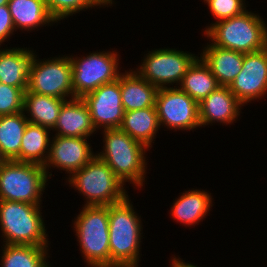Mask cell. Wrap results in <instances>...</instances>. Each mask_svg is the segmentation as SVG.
<instances>
[{
	"mask_svg": "<svg viewBox=\"0 0 267 267\" xmlns=\"http://www.w3.org/2000/svg\"><path fill=\"white\" fill-rule=\"evenodd\" d=\"M130 199L108 206L110 267H138L141 262L143 223Z\"/></svg>",
	"mask_w": 267,
	"mask_h": 267,
	"instance_id": "6da1fadb",
	"label": "cell"
},
{
	"mask_svg": "<svg viewBox=\"0 0 267 267\" xmlns=\"http://www.w3.org/2000/svg\"><path fill=\"white\" fill-rule=\"evenodd\" d=\"M101 134L104 144L101 152L95 151L96 155L124 184L128 182L142 190L149 170L145 155L150 150L119 128L102 130Z\"/></svg>",
	"mask_w": 267,
	"mask_h": 267,
	"instance_id": "7a4b0ae2",
	"label": "cell"
},
{
	"mask_svg": "<svg viewBox=\"0 0 267 267\" xmlns=\"http://www.w3.org/2000/svg\"><path fill=\"white\" fill-rule=\"evenodd\" d=\"M202 31L220 48L251 53L267 47V25L258 13L246 10L241 15L211 22Z\"/></svg>",
	"mask_w": 267,
	"mask_h": 267,
	"instance_id": "3957f363",
	"label": "cell"
},
{
	"mask_svg": "<svg viewBox=\"0 0 267 267\" xmlns=\"http://www.w3.org/2000/svg\"><path fill=\"white\" fill-rule=\"evenodd\" d=\"M66 178L68 186L84 197V206H109L129 196L126 184L97 155Z\"/></svg>",
	"mask_w": 267,
	"mask_h": 267,
	"instance_id": "277c9868",
	"label": "cell"
},
{
	"mask_svg": "<svg viewBox=\"0 0 267 267\" xmlns=\"http://www.w3.org/2000/svg\"><path fill=\"white\" fill-rule=\"evenodd\" d=\"M42 207L44 206L0 200L2 243L49 247Z\"/></svg>",
	"mask_w": 267,
	"mask_h": 267,
	"instance_id": "5b68a950",
	"label": "cell"
},
{
	"mask_svg": "<svg viewBox=\"0 0 267 267\" xmlns=\"http://www.w3.org/2000/svg\"><path fill=\"white\" fill-rule=\"evenodd\" d=\"M72 222L88 267H110L108 206H82Z\"/></svg>",
	"mask_w": 267,
	"mask_h": 267,
	"instance_id": "8992f818",
	"label": "cell"
},
{
	"mask_svg": "<svg viewBox=\"0 0 267 267\" xmlns=\"http://www.w3.org/2000/svg\"><path fill=\"white\" fill-rule=\"evenodd\" d=\"M48 181L42 165L6 160L0 166V200L41 205Z\"/></svg>",
	"mask_w": 267,
	"mask_h": 267,
	"instance_id": "52a82bcc",
	"label": "cell"
},
{
	"mask_svg": "<svg viewBox=\"0 0 267 267\" xmlns=\"http://www.w3.org/2000/svg\"><path fill=\"white\" fill-rule=\"evenodd\" d=\"M98 51L90 52L85 56L69 54L74 98H82L101 85L116 81L122 73L119 67L121 57L117 50Z\"/></svg>",
	"mask_w": 267,
	"mask_h": 267,
	"instance_id": "ba28073f",
	"label": "cell"
},
{
	"mask_svg": "<svg viewBox=\"0 0 267 267\" xmlns=\"http://www.w3.org/2000/svg\"><path fill=\"white\" fill-rule=\"evenodd\" d=\"M147 52L135 71L157 88H171L174 83V87H179L187 69L199 56L169 47Z\"/></svg>",
	"mask_w": 267,
	"mask_h": 267,
	"instance_id": "9c48e42d",
	"label": "cell"
},
{
	"mask_svg": "<svg viewBox=\"0 0 267 267\" xmlns=\"http://www.w3.org/2000/svg\"><path fill=\"white\" fill-rule=\"evenodd\" d=\"M32 60L26 91L64 100L74 99L72 65L68 55ZM63 56V57H62Z\"/></svg>",
	"mask_w": 267,
	"mask_h": 267,
	"instance_id": "30bf717a",
	"label": "cell"
},
{
	"mask_svg": "<svg viewBox=\"0 0 267 267\" xmlns=\"http://www.w3.org/2000/svg\"><path fill=\"white\" fill-rule=\"evenodd\" d=\"M155 106L160 128L188 132L201 127L198 103L178 87L158 88Z\"/></svg>",
	"mask_w": 267,
	"mask_h": 267,
	"instance_id": "8fae6325",
	"label": "cell"
},
{
	"mask_svg": "<svg viewBox=\"0 0 267 267\" xmlns=\"http://www.w3.org/2000/svg\"><path fill=\"white\" fill-rule=\"evenodd\" d=\"M82 100L89 109L96 131L120 127L125 113L120 92V75L116 81L103 84L85 94Z\"/></svg>",
	"mask_w": 267,
	"mask_h": 267,
	"instance_id": "7c38bea8",
	"label": "cell"
},
{
	"mask_svg": "<svg viewBox=\"0 0 267 267\" xmlns=\"http://www.w3.org/2000/svg\"><path fill=\"white\" fill-rule=\"evenodd\" d=\"M95 156L96 153L87 137L52 136L49 155L43 167L49 179L52 178V171H50L52 168L65 171L69 174L68 177Z\"/></svg>",
	"mask_w": 267,
	"mask_h": 267,
	"instance_id": "4fadbf2b",
	"label": "cell"
},
{
	"mask_svg": "<svg viewBox=\"0 0 267 267\" xmlns=\"http://www.w3.org/2000/svg\"><path fill=\"white\" fill-rule=\"evenodd\" d=\"M229 88L244 107L267 96V47L244 54L242 69Z\"/></svg>",
	"mask_w": 267,
	"mask_h": 267,
	"instance_id": "5bb4252c",
	"label": "cell"
},
{
	"mask_svg": "<svg viewBox=\"0 0 267 267\" xmlns=\"http://www.w3.org/2000/svg\"><path fill=\"white\" fill-rule=\"evenodd\" d=\"M199 121L201 128L213 125L234 124L242 113L244 106L231 92L229 86H219L199 104Z\"/></svg>",
	"mask_w": 267,
	"mask_h": 267,
	"instance_id": "9a60e30c",
	"label": "cell"
},
{
	"mask_svg": "<svg viewBox=\"0 0 267 267\" xmlns=\"http://www.w3.org/2000/svg\"><path fill=\"white\" fill-rule=\"evenodd\" d=\"M52 136L87 137L97 133L89 109L82 98L67 100L61 107Z\"/></svg>",
	"mask_w": 267,
	"mask_h": 267,
	"instance_id": "2e32d148",
	"label": "cell"
},
{
	"mask_svg": "<svg viewBox=\"0 0 267 267\" xmlns=\"http://www.w3.org/2000/svg\"><path fill=\"white\" fill-rule=\"evenodd\" d=\"M213 199L209 191L195 188L185 190L175 198L171 205L170 217L183 226L195 227L196 224L199 225V222H203L207 215H210Z\"/></svg>",
	"mask_w": 267,
	"mask_h": 267,
	"instance_id": "e0dca14e",
	"label": "cell"
},
{
	"mask_svg": "<svg viewBox=\"0 0 267 267\" xmlns=\"http://www.w3.org/2000/svg\"><path fill=\"white\" fill-rule=\"evenodd\" d=\"M198 54L220 86H230L240 73L244 62V53L220 48L210 41Z\"/></svg>",
	"mask_w": 267,
	"mask_h": 267,
	"instance_id": "ac0fdd59",
	"label": "cell"
},
{
	"mask_svg": "<svg viewBox=\"0 0 267 267\" xmlns=\"http://www.w3.org/2000/svg\"><path fill=\"white\" fill-rule=\"evenodd\" d=\"M0 48V83L27 89L30 66L36 50L32 47Z\"/></svg>",
	"mask_w": 267,
	"mask_h": 267,
	"instance_id": "d6986e66",
	"label": "cell"
},
{
	"mask_svg": "<svg viewBox=\"0 0 267 267\" xmlns=\"http://www.w3.org/2000/svg\"><path fill=\"white\" fill-rule=\"evenodd\" d=\"M158 88L142 78L134 69L120 74V92L125 112L156 107Z\"/></svg>",
	"mask_w": 267,
	"mask_h": 267,
	"instance_id": "ffe728a7",
	"label": "cell"
},
{
	"mask_svg": "<svg viewBox=\"0 0 267 267\" xmlns=\"http://www.w3.org/2000/svg\"><path fill=\"white\" fill-rule=\"evenodd\" d=\"M8 8L16 31H38L39 27L57 24L48 12L45 0H9Z\"/></svg>",
	"mask_w": 267,
	"mask_h": 267,
	"instance_id": "44dd1931",
	"label": "cell"
},
{
	"mask_svg": "<svg viewBox=\"0 0 267 267\" xmlns=\"http://www.w3.org/2000/svg\"><path fill=\"white\" fill-rule=\"evenodd\" d=\"M119 129L150 150L161 129L156 107L125 112Z\"/></svg>",
	"mask_w": 267,
	"mask_h": 267,
	"instance_id": "7402d4cb",
	"label": "cell"
},
{
	"mask_svg": "<svg viewBox=\"0 0 267 267\" xmlns=\"http://www.w3.org/2000/svg\"><path fill=\"white\" fill-rule=\"evenodd\" d=\"M67 100L25 91L23 113L29 123L52 130Z\"/></svg>",
	"mask_w": 267,
	"mask_h": 267,
	"instance_id": "603a6c76",
	"label": "cell"
},
{
	"mask_svg": "<svg viewBox=\"0 0 267 267\" xmlns=\"http://www.w3.org/2000/svg\"><path fill=\"white\" fill-rule=\"evenodd\" d=\"M178 87L198 104L216 90L220 85L210 68L198 57L187 69Z\"/></svg>",
	"mask_w": 267,
	"mask_h": 267,
	"instance_id": "cb8c5ba5",
	"label": "cell"
},
{
	"mask_svg": "<svg viewBox=\"0 0 267 267\" xmlns=\"http://www.w3.org/2000/svg\"><path fill=\"white\" fill-rule=\"evenodd\" d=\"M3 246V247H2ZM1 267H47L50 263L49 247L34 245L3 244Z\"/></svg>",
	"mask_w": 267,
	"mask_h": 267,
	"instance_id": "d4e9b609",
	"label": "cell"
},
{
	"mask_svg": "<svg viewBox=\"0 0 267 267\" xmlns=\"http://www.w3.org/2000/svg\"><path fill=\"white\" fill-rule=\"evenodd\" d=\"M28 123L23 111L0 116V153L6 160L20 162V146Z\"/></svg>",
	"mask_w": 267,
	"mask_h": 267,
	"instance_id": "484cf974",
	"label": "cell"
},
{
	"mask_svg": "<svg viewBox=\"0 0 267 267\" xmlns=\"http://www.w3.org/2000/svg\"><path fill=\"white\" fill-rule=\"evenodd\" d=\"M51 130L28 123L20 146V162L36 163L44 166L49 155Z\"/></svg>",
	"mask_w": 267,
	"mask_h": 267,
	"instance_id": "4316f807",
	"label": "cell"
},
{
	"mask_svg": "<svg viewBox=\"0 0 267 267\" xmlns=\"http://www.w3.org/2000/svg\"><path fill=\"white\" fill-rule=\"evenodd\" d=\"M115 0H45L47 10L51 17L59 24V21L80 13V11L90 10L89 8H105L114 5ZM105 6V7H104Z\"/></svg>",
	"mask_w": 267,
	"mask_h": 267,
	"instance_id": "83f0119b",
	"label": "cell"
},
{
	"mask_svg": "<svg viewBox=\"0 0 267 267\" xmlns=\"http://www.w3.org/2000/svg\"><path fill=\"white\" fill-rule=\"evenodd\" d=\"M25 91L26 89L0 83V116L22 112Z\"/></svg>",
	"mask_w": 267,
	"mask_h": 267,
	"instance_id": "f1b7e54d",
	"label": "cell"
},
{
	"mask_svg": "<svg viewBox=\"0 0 267 267\" xmlns=\"http://www.w3.org/2000/svg\"><path fill=\"white\" fill-rule=\"evenodd\" d=\"M246 0H205L209 13L216 18L215 22L232 18L244 13L248 6Z\"/></svg>",
	"mask_w": 267,
	"mask_h": 267,
	"instance_id": "f546056e",
	"label": "cell"
},
{
	"mask_svg": "<svg viewBox=\"0 0 267 267\" xmlns=\"http://www.w3.org/2000/svg\"><path fill=\"white\" fill-rule=\"evenodd\" d=\"M16 32L8 5L0 6V47ZM8 39V40H7Z\"/></svg>",
	"mask_w": 267,
	"mask_h": 267,
	"instance_id": "4dcf8cb0",
	"label": "cell"
},
{
	"mask_svg": "<svg viewBox=\"0 0 267 267\" xmlns=\"http://www.w3.org/2000/svg\"><path fill=\"white\" fill-rule=\"evenodd\" d=\"M170 267H199L195 264H192L191 262H185L183 259H181L179 256L176 257L172 255V257H170Z\"/></svg>",
	"mask_w": 267,
	"mask_h": 267,
	"instance_id": "1f68e13d",
	"label": "cell"
},
{
	"mask_svg": "<svg viewBox=\"0 0 267 267\" xmlns=\"http://www.w3.org/2000/svg\"><path fill=\"white\" fill-rule=\"evenodd\" d=\"M9 0H0V6L2 5H8Z\"/></svg>",
	"mask_w": 267,
	"mask_h": 267,
	"instance_id": "d6a6232c",
	"label": "cell"
},
{
	"mask_svg": "<svg viewBox=\"0 0 267 267\" xmlns=\"http://www.w3.org/2000/svg\"><path fill=\"white\" fill-rule=\"evenodd\" d=\"M6 161V159L0 153V166Z\"/></svg>",
	"mask_w": 267,
	"mask_h": 267,
	"instance_id": "836d02e7",
	"label": "cell"
}]
</instances>
